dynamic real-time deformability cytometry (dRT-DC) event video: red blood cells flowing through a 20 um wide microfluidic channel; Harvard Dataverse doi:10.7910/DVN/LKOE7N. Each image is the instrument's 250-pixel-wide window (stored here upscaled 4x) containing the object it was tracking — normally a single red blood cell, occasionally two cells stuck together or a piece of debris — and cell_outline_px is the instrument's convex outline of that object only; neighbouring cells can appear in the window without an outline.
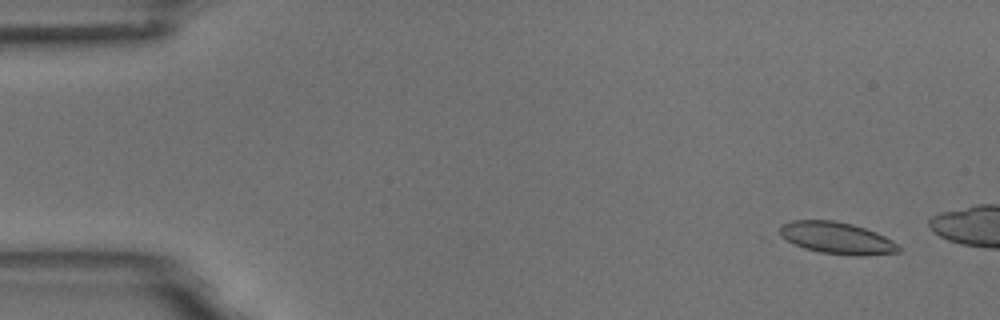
{"species": "common noctule bat (a hibernating species)", "species_latin": "Nyctalus noctula", "temperature_condition": "room temperature", "stored_images_in_passage": 2, "camera_frame_rate_fps": 3000, "um_per_image_px": 0.085, "animal": {"sex": "male", "body_mass_g": 18.8}, "frame": {"image": 1, "passage_image": 2, "time_ms": 1.333, "image_size_px": [1000, 320], "cell_outline_px": [[900, 252], [864, 256], [852, 256], [820, 252], [804, 248], [788, 240], [780, 232], [780, 224], [792, 220], [836, 220], [852, 224], [876, 232], [892, 240], [900, 248]], "centroid_in_image_um": [71.16, 20.23], "position_along_channel_um": 13.8, "area_um2": 21.96}}